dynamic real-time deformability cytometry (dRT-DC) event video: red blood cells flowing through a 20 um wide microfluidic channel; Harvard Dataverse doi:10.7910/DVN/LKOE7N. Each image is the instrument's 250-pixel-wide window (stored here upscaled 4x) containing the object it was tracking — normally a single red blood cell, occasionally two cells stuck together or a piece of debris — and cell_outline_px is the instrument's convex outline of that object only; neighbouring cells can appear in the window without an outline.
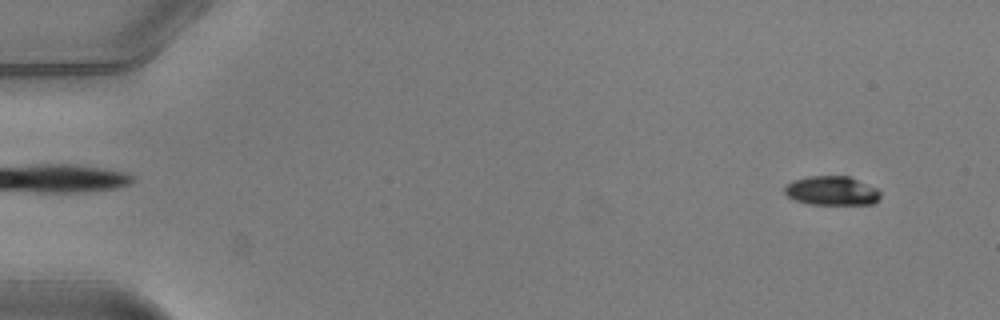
{"species": "common noctule bat (a hibernating species)", "species_latin": "Nyctalus noctula", "temperature_condition": "warm", "stored_images_in_passage": 11, "camera_frame_rate_fps": 3000, "um_per_image_px": 0.085, "animal": {"sex": "male", "body_mass_g": 20.5, "forearm_length_mm": 52.5}, "frame": {"image": 1, "passage_image": 5, "time_ms": 1.333, "image_size_px": [1000, 320], "cell_outline_px": [[880, 196], [872, 204], [808, 204], [796, 200], [788, 196], [784, 192], [784, 188], [792, 180], [812, 176], [848, 176], [876, 188], [880, 192]], "centroid_in_image_um": [70.68, 16.21], "position_along_channel_um": 14.3, "area_um2": 16.01}}